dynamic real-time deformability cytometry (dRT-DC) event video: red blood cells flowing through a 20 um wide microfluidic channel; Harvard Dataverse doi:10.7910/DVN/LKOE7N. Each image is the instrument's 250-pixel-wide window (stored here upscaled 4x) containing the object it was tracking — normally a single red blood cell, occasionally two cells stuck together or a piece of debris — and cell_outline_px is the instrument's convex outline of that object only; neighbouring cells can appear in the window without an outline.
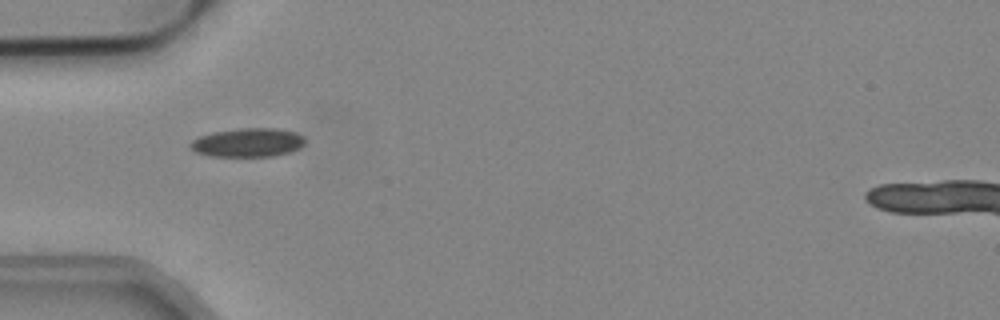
{"species": "common noctule bat (a hibernating species)", "species_latin": "Nyctalus noctula", "temperature_condition": "cold", "stored_images_in_passage": 25, "camera_frame_rate_fps": 3000, "um_per_image_px": 0.085, "animal": {"sex": "male", "body_mass_g": 19.2, "forearm_length_mm": 51.8}, "frame": {"image": 1, "passage_image": 1, "time_ms": 0.0, "image_size_px": [1000, 320], "cell_outline_px": [[304, 144], [300, 148], [292, 152], [272, 156], [208, 156], [196, 152], [188, 144], [192, 140], [200, 136], [212, 132], [240, 128], [276, 128], [296, 132], [304, 136]], "centroid_in_image_um": [21.08, 12.11], "position_along_channel_um": 63.9, "area_um2": 19.36}}
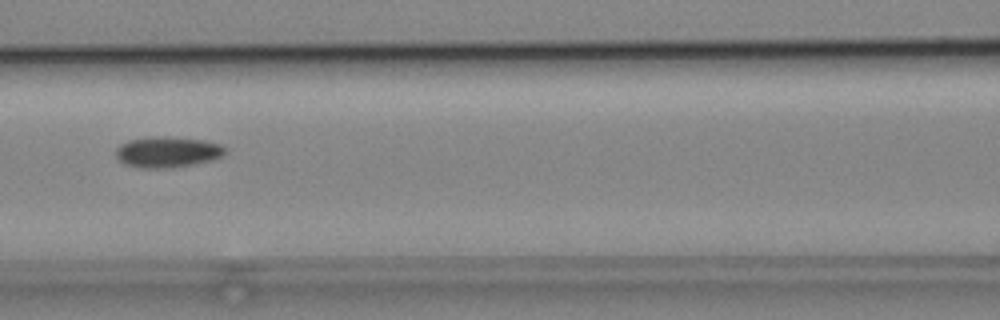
{"frame": {"image": 2, "passage_image": 8, "time_ms": 2.333, "image_size_px": [1000, 320], "cell_outline_px": [[228, 152], [212, 160], [192, 164], [164, 168], [144, 168], [124, 164], [116, 156], [116, 148], [120, 144], [128, 140], [156, 136], [164, 136], [204, 140], [220, 144], [228, 148]], "centroid_in_image_um": [14.25, 12.91], "position_along_channel_um": 152.4, "area_um2": 19.59}}
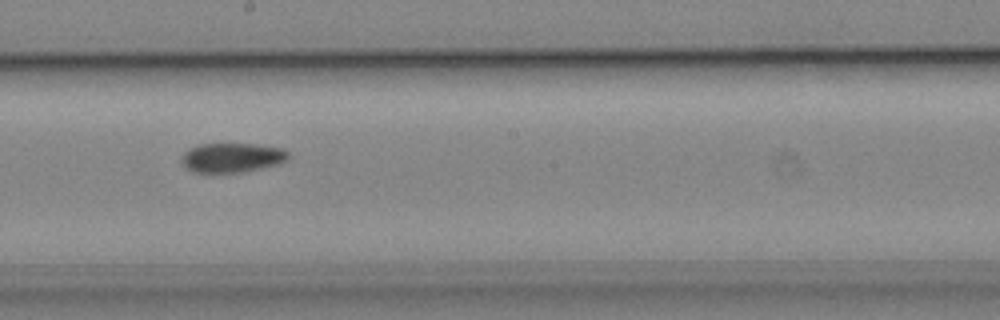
{"frame": {"image": 3, "passage_image": 14, "time_ms": 4.333, "image_size_px": [1000, 320], "cell_outline_px": [[288, 160], [280, 164], [244, 172], [192, 172], [180, 164], [180, 160], [184, 152], [200, 144], [256, 144], [284, 148], [288, 152]], "centroid_in_image_um": [19.73, 13.4], "position_along_channel_um": 228.5, "area_um2": 18.5}}